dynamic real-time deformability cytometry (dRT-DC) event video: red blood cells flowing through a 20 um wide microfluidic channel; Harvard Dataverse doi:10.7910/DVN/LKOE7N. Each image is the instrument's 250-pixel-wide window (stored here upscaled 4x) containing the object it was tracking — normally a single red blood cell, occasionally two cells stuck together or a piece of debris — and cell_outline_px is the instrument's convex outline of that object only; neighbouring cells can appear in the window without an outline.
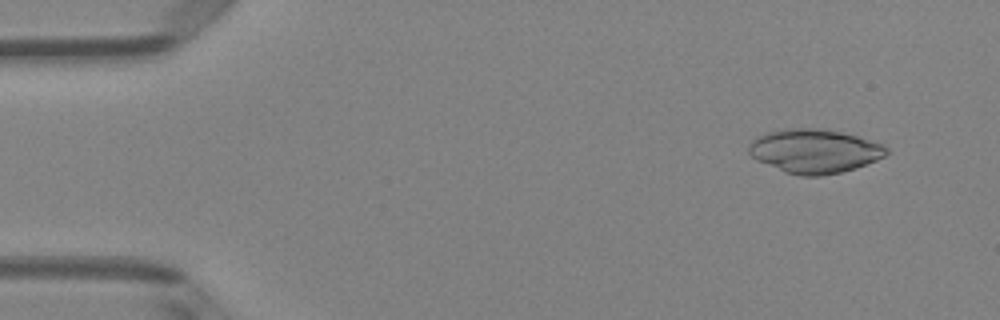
{"species": "Egyptian fruit bat (a non-hibernating species)", "species_latin": "Rousettus aegyptiacus", "temperature_condition": "room temperature", "stored_images_in_passage": 49, "camera_frame_rate_fps": 3000, "um_per_image_px": 0.085, "animal": {"sex": "female"}, "frame": {"image": 1, "passage_image": 4, "time_ms": 1.0, "image_size_px": [1000, 320], "cell_outline_px": [[888, 152], [884, 156], [876, 160], [856, 168], [840, 172], [820, 176], [800, 176], [784, 172], [756, 160], [748, 152], [748, 144], [756, 136], [768, 132], [792, 128], [816, 128], [840, 132], [860, 136], [884, 144], [888, 148]], "centroid_in_image_um": [69.22, 12.84], "position_along_channel_um": 15.8, "area_um2": 35.37}}
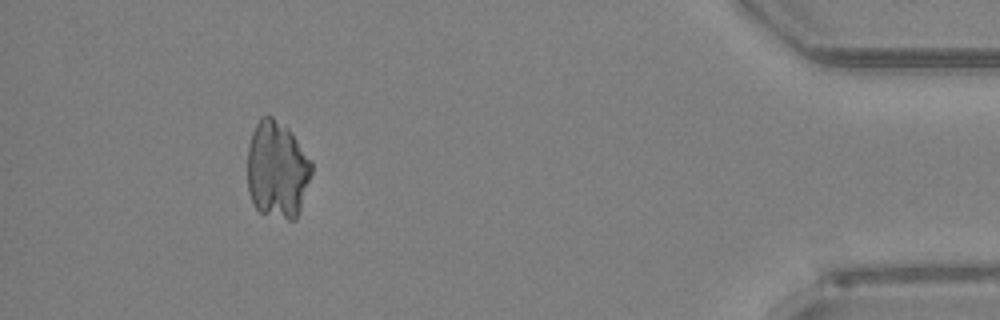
{"frame": {"image": 2, "passage_image": 45, "time_ms": 14.667, "image_size_px": [1000, 320], "cell_outline_px": [[312, 172], [296, 220], [288, 220], [260, 212], [252, 204], [248, 192], [248, 144], [252, 132], [260, 116], [272, 116], [288, 128], [292, 132], [312, 160]], "centroid_in_image_um": [23.55, 14.41], "position_along_channel_um": 411.6, "area_um2": 36.65}}